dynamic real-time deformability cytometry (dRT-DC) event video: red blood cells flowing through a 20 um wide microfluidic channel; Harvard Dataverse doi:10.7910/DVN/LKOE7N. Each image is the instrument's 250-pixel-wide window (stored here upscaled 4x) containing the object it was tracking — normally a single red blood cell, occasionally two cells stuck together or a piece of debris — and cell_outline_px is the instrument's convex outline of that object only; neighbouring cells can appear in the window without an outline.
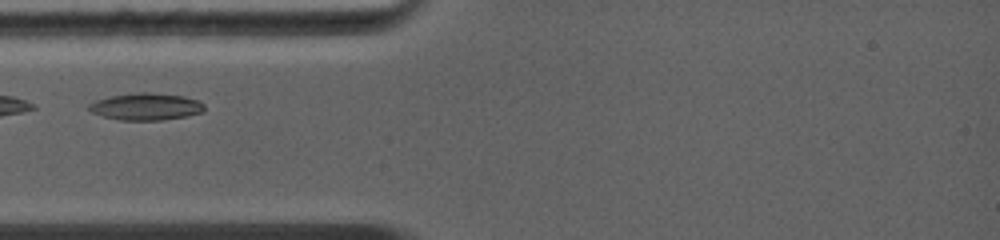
{"species": "common noctule bat (a hibernating species)", "species_latin": "Nyctalus noctula", "temperature_condition": "warm", "stored_images_in_passage": 1, "camera_frame_rate_fps": 5000, "um_per_image_px": 0.085, "animal": {"sex": "female", "body_mass_g": 19.0, "forearm_length_mm": 56.7}, "frame": {"image": 1, "passage_image": 1, "time_ms": 0.0, "image_size_px": [1000, 240], "cell_outline_px": [[204, 112], [184, 116], [160, 120], [120, 120], [104, 116], [92, 112], [88, 108], [88, 104], [96, 100], [112, 96], [140, 92], [148, 92], [184, 96], [196, 100], [204, 104]], "centroid_in_image_um": [12.41, 9.06], "position_along_channel_um": 72.6, "area_um2": 17.92}}